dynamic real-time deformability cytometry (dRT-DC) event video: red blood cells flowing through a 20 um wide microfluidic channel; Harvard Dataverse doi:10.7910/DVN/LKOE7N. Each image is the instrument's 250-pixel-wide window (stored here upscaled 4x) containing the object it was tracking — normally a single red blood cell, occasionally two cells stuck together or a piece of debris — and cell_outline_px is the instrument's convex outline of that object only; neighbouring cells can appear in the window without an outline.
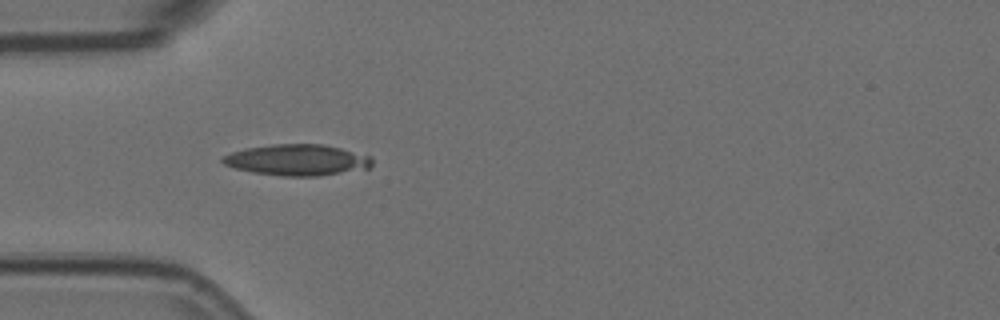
{"species": "Egyptian fruit bat (a non-hibernating species)", "species_latin": "Rousettus aegyptiacus", "temperature_condition": "room temperature", "stored_images_in_passage": 2, "camera_frame_rate_fps": 3000, "um_per_image_px": 0.085, "animal": {"sex": "female"}, "frame": {"image": 1, "passage_image": 1, "time_ms": 0.0, "image_size_px": [1000, 320], "cell_outline_px": [[372, 164], [368, 168], [320, 176], [280, 176], [252, 172], [236, 168], [224, 164], [220, 160], [224, 156], [232, 152], [248, 148], [272, 144], [324, 144], [372, 156]], "centroid_in_image_um": [25.28, 13.6], "position_along_channel_um": 59.7, "area_um2": 26.99}}